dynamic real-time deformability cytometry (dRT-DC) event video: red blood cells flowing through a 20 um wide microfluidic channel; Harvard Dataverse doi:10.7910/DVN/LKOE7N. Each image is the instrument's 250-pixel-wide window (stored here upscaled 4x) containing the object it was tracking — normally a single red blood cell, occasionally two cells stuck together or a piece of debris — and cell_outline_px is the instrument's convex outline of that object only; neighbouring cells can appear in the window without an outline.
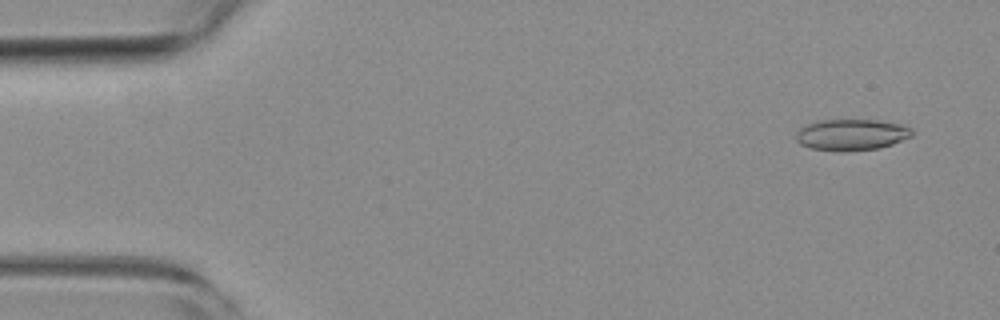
{"species": "common noctule bat (a hibernating species)", "species_latin": "Nyctalus noctula", "temperature_condition": "room temperature", "stored_images_in_passage": 53, "camera_frame_rate_fps": 3000, "um_per_image_px": 0.085, "animal": {"sex": "female", "body_mass_g": 19.3, "forearm_length_mm": 54.1}, "frame": {"image": 1, "passage_image": 3, "time_ms": 0.667, "image_size_px": [1000, 320], "cell_outline_px": [[912, 136], [892, 144], [880, 148], [844, 152], [836, 152], [812, 148], [800, 144], [796, 140], [796, 132], [800, 128], [808, 124], [820, 120], [876, 120], [904, 124], [912, 128]], "centroid_in_image_um": [72.39, 11.46], "position_along_channel_um": 12.6, "area_um2": 21.33}}
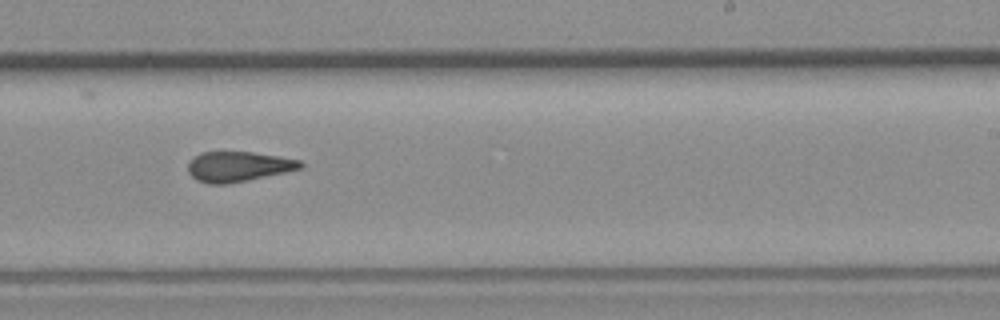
{"frame": {"image": 2, "passage_image": 32, "time_ms": 10.333, "image_size_px": [1000, 320], "cell_outline_px": [[304, 164], [300, 168], [284, 172], [248, 180], [228, 184], [208, 184], [196, 180], [188, 172], [188, 164], [200, 152], [252, 152], [300, 160]], "centroid_in_image_um": [20.22, 14.16], "position_along_channel_um": 268.8, "area_um2": 19.48}}
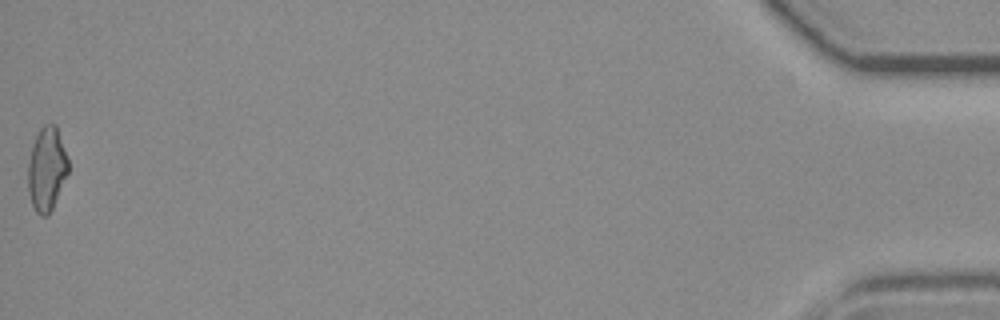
{"frame": {"image": 3, "passage_image": 53, "time_ms": 17.333, "image_size_px": [1000, 320], "cell_outline_px": [[68, 172], [52, 208], [48, 216], [40, 216], [36, 212], [32, 204], [28, 192], [28, 164], [32, 144], [40, 128], [44, 124], [56, 124], [68, 160]], "centroid_in_image_um": [3.96, 14.36], "position_along_channel_um": 431.2, "area_um2": 19.48}, "authors_computed_cell_mechanics": {"area_um2": 20.23, "velocity_mm_per_s": 3.8468, "shape_relaxation_time_tau1_ms": null, "shape_relaxation_time_tau2_ms": 3.4084, "deformation_change_tau1": null, "deformation_change_tau2": 0.1268}}